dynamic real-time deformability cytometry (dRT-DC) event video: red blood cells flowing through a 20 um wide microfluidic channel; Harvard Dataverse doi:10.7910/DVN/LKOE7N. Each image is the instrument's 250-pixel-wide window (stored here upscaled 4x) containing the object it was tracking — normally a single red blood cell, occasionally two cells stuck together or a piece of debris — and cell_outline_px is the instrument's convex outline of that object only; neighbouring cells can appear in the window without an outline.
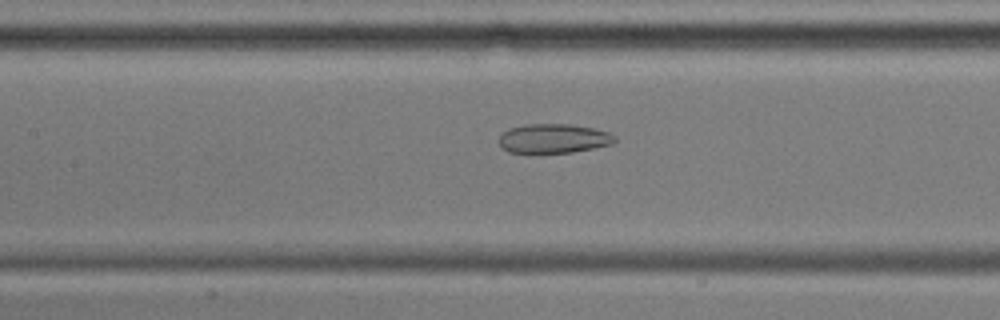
{"species": "common noctule bat (a hibernating species)", "species_latin": "Nyctalus noctula", "temperature_condition": "cold", "stored_images_in_passage": 55, "camera_frame_rate_fps": 3000, "um_per_image_px": 0.085, "animal": {"sex": "male", "body_mass_g": 17.9, "forearm_length_mm": 54.2}, "frame": {"image": 1, "passage_image": 24, "time_ms": 7.667, "image_size_px": [1000, 320], "cell_outline_px": [[616, 140], [612, 144], [572, 152], [508, 152], [500, 148], [500, 132], [508, 128], [524, 124], [572, 124], [592, 128], [608, 132], [616, 136]], "centroid_in_image_um": [47.01, 11.76], "position_along_channel_um": 160.4, "area_um2": 19.77}}
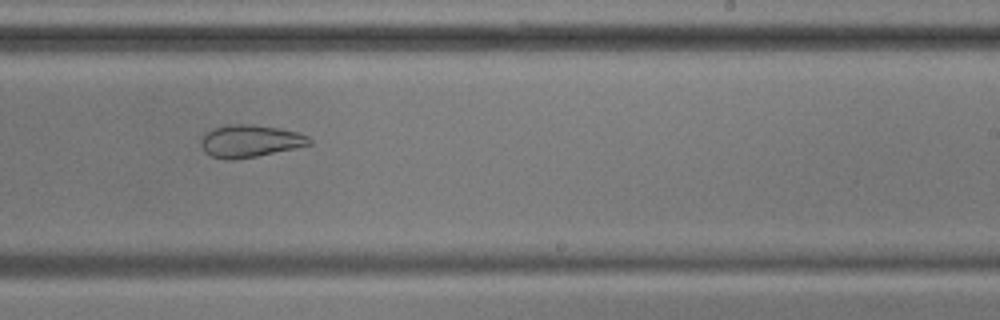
{"frame": {"image": 2, "passage_image": 33, "time_ms": 10.667, "image_size_px": [1000, 320], "cell_outline_px": [[312, 144], [296, 148], [256, 156], [232, 160], [224, 160], [212, 156], [204, 152], [200, 144], [200, 140], [204, 132], [212, 128], [228, 124], [252, 124], [280, 128], [296, 132], [308, 136], [312, 140]], "centroid_in_image_um": [21.21, 11.98], "position_along_channel_um": 267.8, "area_um2": 20.69}}
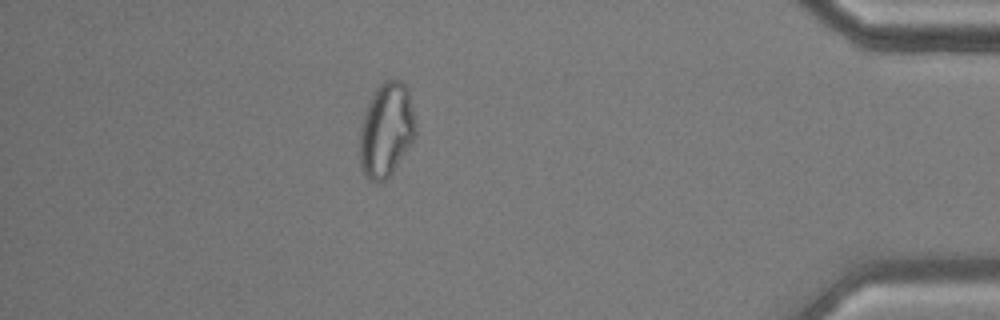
{"frame": {"image": 3, "passage_image": 48, "time_ms": 15.667, "image_size_px": [1000, 320], "cell_outline_px": [[416, 136], [392, 172], [380, 184], [376, 184], [364, 172], [360, 164], [360, 124], [368, 104], [376, 88], [384, 80], [392, 76], [400, 80], [408, 88], [416, 124]], "centroid_in_image_um": [32.85, 11.0], "position_along_channel_um": 402.4, "area_um2": 30.75}, "authors_computed_cell_mechanics": {"area_um2": 27.8596, "velocity_mm_per_s": 3.59, "shape_relaxation_time_tau1_ms": null, "shape_relaxation_time_tau2_ms": 1.9991, "deformation_change_tau1": null, "deformation_change_tau2": 0.0782}}